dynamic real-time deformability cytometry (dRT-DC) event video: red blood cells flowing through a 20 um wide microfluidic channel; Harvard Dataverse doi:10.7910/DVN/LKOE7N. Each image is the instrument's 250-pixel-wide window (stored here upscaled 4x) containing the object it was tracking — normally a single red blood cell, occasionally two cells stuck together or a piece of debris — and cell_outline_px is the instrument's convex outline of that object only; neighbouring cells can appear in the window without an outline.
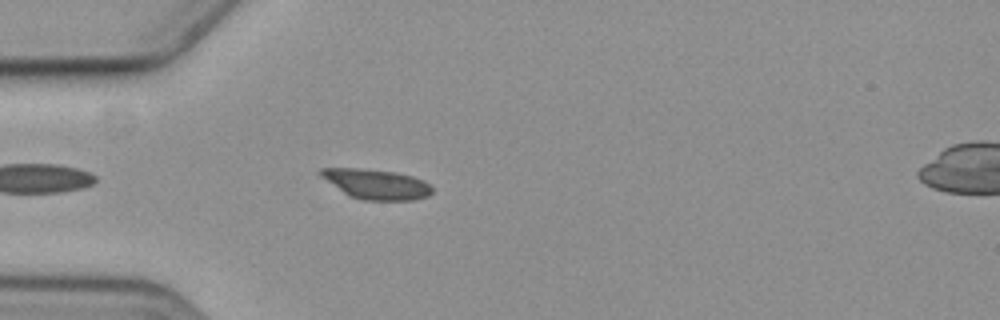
{"species": "common noctule bat (a hibernating species)", "species_latin": "Nyctalus noctula", "temperature_condition": "cold", "stored_images_in_passage": 3, "camera_frame_rate_fps": 3000, "um_per_image_px": 0.085, "animal": {"sex": "female", "body_mass_g": 19.3, "forearm_length_mm": 54.1}, "frame": {"image": 1, "passage_image": 3, "time_ms": 3.333, "image_size_px": [1000, 320], "cell_outline_px": [[432, 192], [428, 196], [412, 200], [364, 200], [348, 196], [320, 176], [316, 172], [320, 168], [360, 168], [396, 172], [412, 176], [424, 180], [432, 188]], "centroid_in_image_um": [31.95, 15.64], "position_along_channel_um": 53.1, "area_um2": 19.54}}